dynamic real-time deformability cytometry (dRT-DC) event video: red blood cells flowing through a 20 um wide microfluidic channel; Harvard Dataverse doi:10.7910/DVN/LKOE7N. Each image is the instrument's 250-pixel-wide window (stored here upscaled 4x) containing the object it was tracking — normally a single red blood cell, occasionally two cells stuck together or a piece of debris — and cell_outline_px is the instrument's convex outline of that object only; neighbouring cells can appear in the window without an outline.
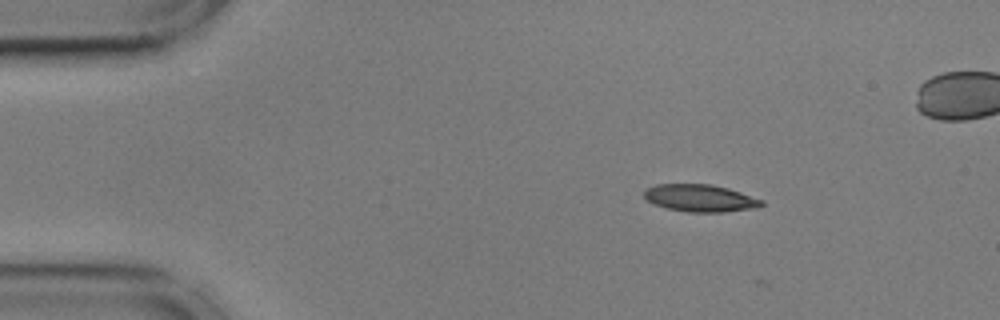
{"species": "common noctule bat (a hibernating species)", "species_latin": "Nyctalus noctula", "temperature_condition": "cold", "stored_images_in_passage": 2, "camera_frame_rate_fps": 3000, "um_per_image_px": 0.085, "animal": {"sex": "male", "body_mass_g": 17.9, "forearm_length_mm": 54.2}, "frame": {"image": 1, "passage_image": 1, "time_ms": 0.0, "image_size_px": [1000, 320], "cell_outline_px": [[764, 204], [760, 208], [724, 212], [688, 212], [668, 208], [652, 204], [644, 196], [644, 188], [656, 184], [712, 184], [728, 188], [764, 200]], "centroid_in_image_um": [59.54, 16.84], "position_along_channel_um": 25.5, "area_um2": 18.9}}